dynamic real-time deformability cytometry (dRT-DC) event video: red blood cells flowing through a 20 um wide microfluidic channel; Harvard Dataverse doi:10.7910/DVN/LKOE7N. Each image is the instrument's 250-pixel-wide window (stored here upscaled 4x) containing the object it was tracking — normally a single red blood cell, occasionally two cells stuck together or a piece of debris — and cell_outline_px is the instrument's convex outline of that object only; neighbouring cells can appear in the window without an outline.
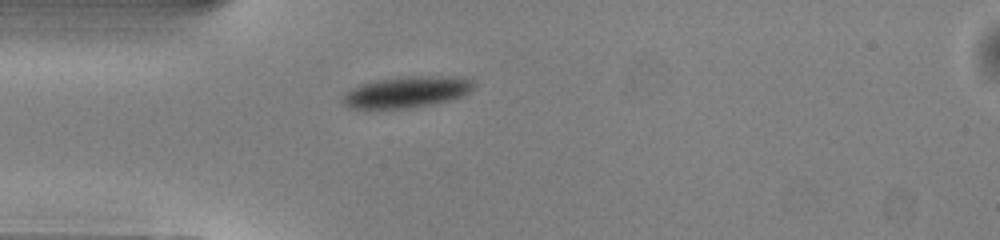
{"species": "common noctule bat (a hibernating species)", "species_latin": "Nyctalus noctula", "temperature_condition": "warm", "stored_images_in_passage": 29, "camera_frame_rate_fps": 3000, "um_per_image_px": 0.085, "animal": {"sex": "male", "body_mass_g": 13.0, "forearm_length_mm": 53.1}, "frame": {"image": 1, "passage_image": 1, "time_ms": 0.0, "image_size_px": [1000, 240], "cell_outline_px": [[476, 84], [464, 96], [452, 100], [416, 108], [348, 108], [340, 100], [352, 88], [360, 84], [376, 80], [408, 76], [456, 76], [472, 80]], "centroid_in_image_um": [34.61, 7.82], "position_along_channel_um": 50.4, "area_um2": 24.04}}
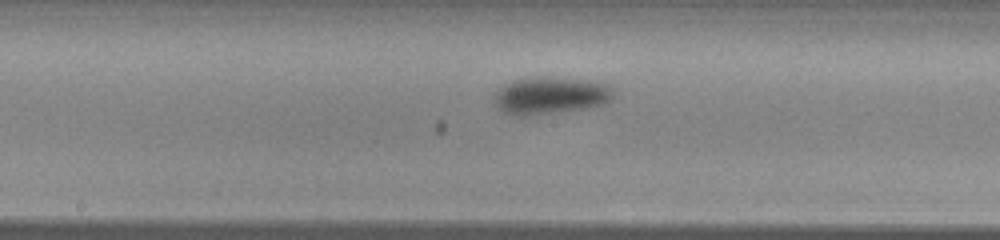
{"frame": {"image": 2, "passage_image": 13, "time_ms": 4.0, "image_size_px": [1000, 240], "cell_outline_px": [[616, 92], [604, 104], [588, 108], [528, 116], [520, 116], [504, 112], [496, 108], [492, 100], [492, 92], [504, 84], [512, 80], [532, 76], [548, 76], [596, 80], [608, 84]], "centroid_in_image_um": [46.74, 8.09], "position_along_channel_um": 201.5, "area_um2": 26.88}}
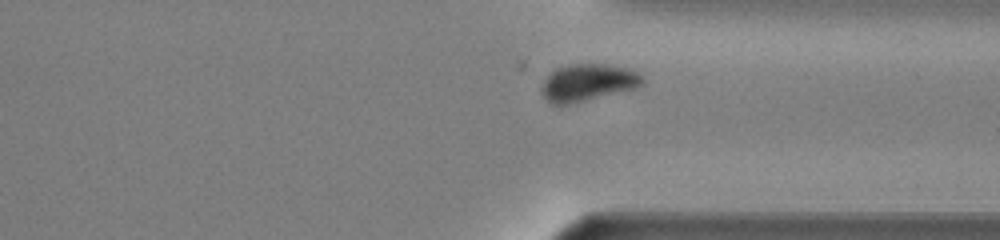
{"frame": {"image": 3, "passage_image": 25, "time_ms": 8.0, "image_size_px": [1000, 240], "cell_outline_px": [[644, 84], [636, 88], [568, 104], [552, 104], [544, 96], [540, 88], [544, 80], [556, 68], [568, 64], [604, 64], [628, 68], [644, 76]], "centroid_in_image_um": [49.98, 7.0], "position_along_channel_um": 361.4, "area_um2": 21.62}, "authors_computed_cell_mechanics": {"area_um2": 24.7962, "velocity_mm_per_s": 3.9976, "shape_relaxation_time_tau1_ms": 1.3442, "shape_relaxation_time_tau2_ms": null, "deformation_change_tau1": 0.0915, "deformation_change_tau2": null}}